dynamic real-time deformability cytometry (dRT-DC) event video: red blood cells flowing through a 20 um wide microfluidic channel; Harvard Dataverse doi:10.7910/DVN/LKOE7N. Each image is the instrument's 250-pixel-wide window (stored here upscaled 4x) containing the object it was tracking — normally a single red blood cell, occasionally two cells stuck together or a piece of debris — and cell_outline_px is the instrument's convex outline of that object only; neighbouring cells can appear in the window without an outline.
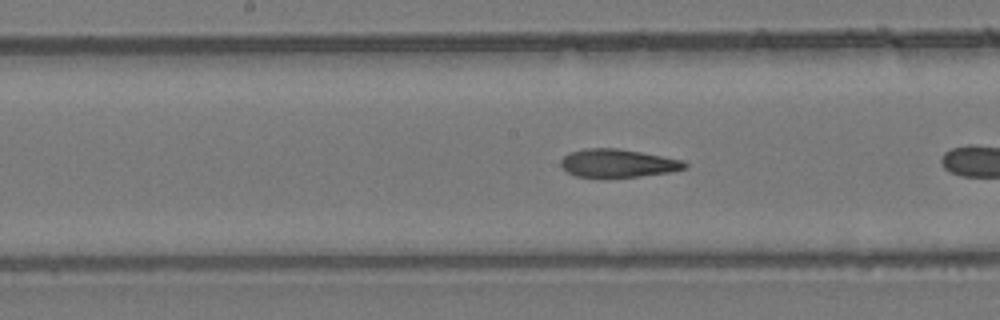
{"species": "common noctule bat (a hibernating species)", "species_latin": "Nyctalus noctula", "temperature_condition": "room temperature", "stored_images_in_passage": 10, "camera_frame_rate_fps": 3000, "um_per_image_px": 0.085, "animal": {"sex": "female", "body_mass_g": 24.6, "forearm_length_mm": 56.2}, "frame": {"image": 1, "passage_image": 9, "time_ms": 2.667, "image_size_px": [1000, 320], "cell_outline_px": [[688, 168], [672, 172], [640, 176], [604, 180], [576, 176], [568, 172], [560, 164], [560, 160], [568, 152], [584, 148], [616, 148], [640, 152], [684, 160], [688, 164]], "centroid_in_image_um": [52.51, 13.91], "position_along_channel_um": 195.7, "area_um2": 21.1}}